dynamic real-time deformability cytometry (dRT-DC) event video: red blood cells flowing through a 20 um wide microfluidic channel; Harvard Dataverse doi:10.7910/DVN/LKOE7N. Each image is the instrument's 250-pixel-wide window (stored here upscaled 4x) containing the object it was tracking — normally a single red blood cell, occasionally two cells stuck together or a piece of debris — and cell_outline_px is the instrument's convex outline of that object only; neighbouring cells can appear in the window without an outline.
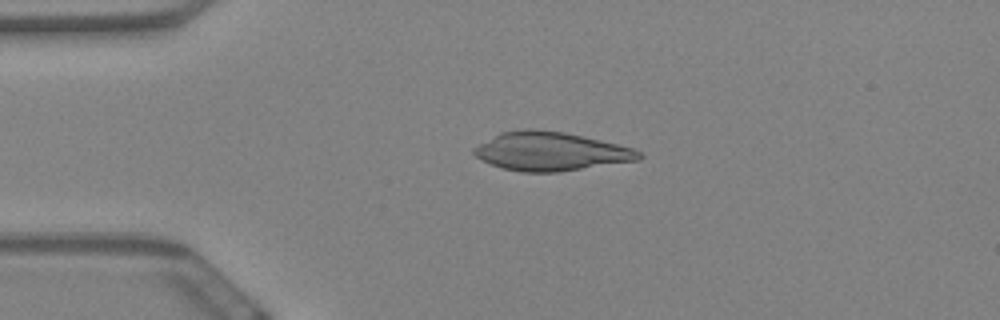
{"species": "Egyptian fruit bat (a non-hibernating species)", "species_latin": "Rousettus aegyptiacus", "temperature_condition": "warm", "stored_images_in_passage": 44, "camera_frame_rate_fps": 3000, "um_per_image_px": 0.085, "animal": {"sex": "female"}, "frame": {"image": 1, "passage_image": 5, "time_ms": 1.333, "image_size_px": [1000, 320], "cell_outline_px": [[644, 156], [640, 160], [556, 172], [524, 172], [504, 168], [492, 164], [476, 156], [472, 152], [472, 148], [500, 132], [524, 128], [528, 128], [564, 132], [600, 140], [632, 148], [640, 152]], "centroid_in_image_um": [46.8, 12.86], "position_along_channel_um": 38.2, "area_um2": 36.82}}
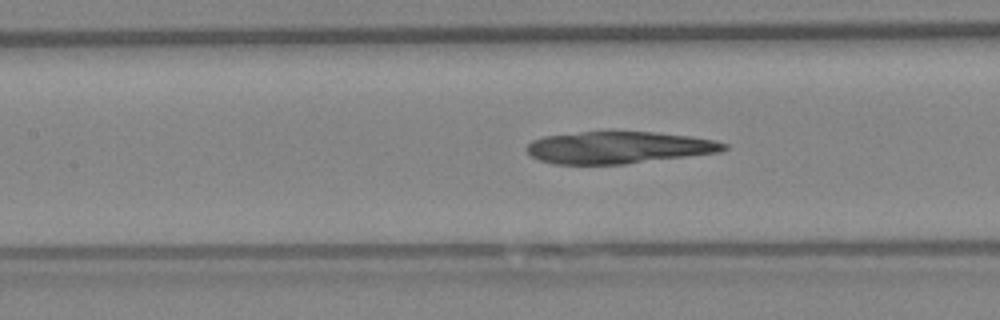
{"frame": {"image": 2, "passage_image": 18, "time_ms": 5.667, "image_size_px": [1000, 320], "cell_outline_px": [[728, 148], [720, 152], [624, 164], [552, 164], [540, 160], [532, 156], [528, 152], [528, 144], [532, 140], [544, 136], [580, 132], [656, 132], [692, 136], [716, 140], [728, 144]], "centroid_in_image_um": [52.62, 12.54], "position_along_channel_um": 154.8, "area_um2": 36.7}}
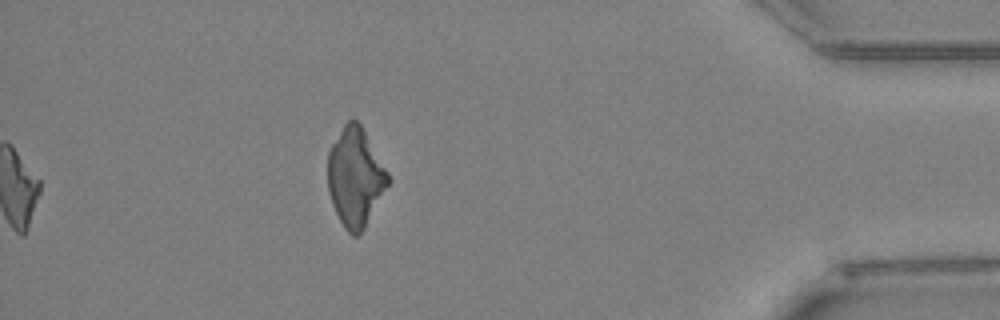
{"frame": {"image": 3, "passage_image": 44, "time_ms": 14.333, "image_size_px": [1000, 320], "cell_outline_px": [[392, 180], [364, 228], [356, 236], [352, 236], [344, 228], [332, 204], [328, 192], [328, 152], [332, 144], [344, 124], [352, 116], [360, 124], [388, 172]], "centroid_in_image_um": [30.2, 15.06], "position_along_channel_um": 405.0, "area_um2": 34.56}}